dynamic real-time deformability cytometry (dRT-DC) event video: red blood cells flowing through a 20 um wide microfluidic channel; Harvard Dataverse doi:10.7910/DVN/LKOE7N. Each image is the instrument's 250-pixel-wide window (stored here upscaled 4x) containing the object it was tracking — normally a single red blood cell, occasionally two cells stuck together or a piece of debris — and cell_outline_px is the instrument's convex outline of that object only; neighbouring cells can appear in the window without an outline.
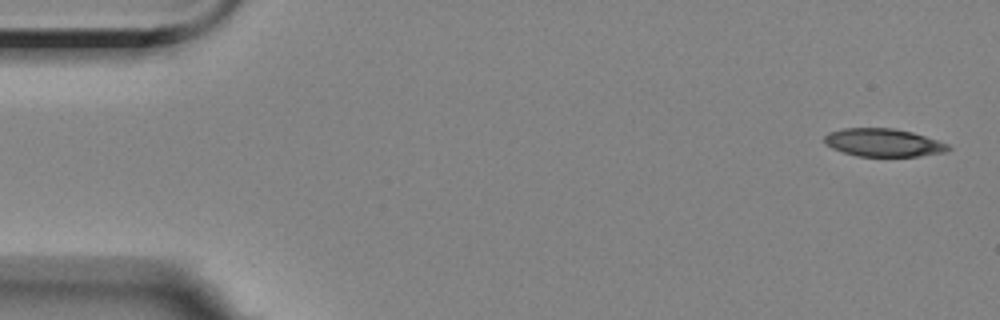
{"species": "Egyptian fruit bat (a non-hibernating species)", "species_latin": "Rousettus aegyptiacus", "temperature_condition": "room temperature", "stored_images_in_passage": 5, "camera_frame_rate_fps": 3000, "um_per_image_px": 0.085, "animal": {"sex": "female"}, "frame": {"image": 1, "passage_image": 1, "time_ms": 0.0, "image_size_px": [1000, 320], "cell_outline_px": [[952, 148], [948, 152], [920, 156], [856, 156], [832, 148], [824, 144], [824, 136], [828, 132], [844, 128], [892, 128], [912, 132], [948, 144]], "centroid_in_image_um": [75.08, 12.12], "position_along_channel_um": 9.9, "area_um2": 20.23}}
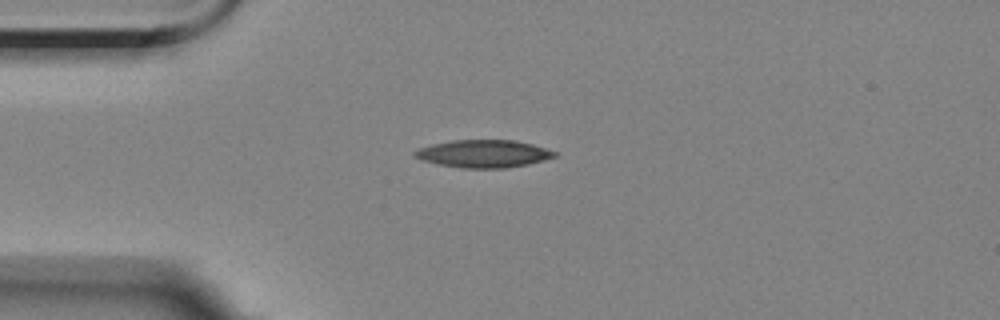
{"frame": {"image": 2, "passage_image": 4, "time_ms": 3.667, "image_size_px": [1000, 320], "cell_outline_px": [[556, 156], [544, 160], [528, 164], [504, 168], [460, 168], [436, 164], [420, 160], [412, 156], [412, 152], [416, 148], [432, 144], [452, 140], [516, 140], [532, 144], [556, 152]], "centroid_in_image_um": [41.01, 13.07], "position_along_channel_um": 44.0, "area_um2": 22.72}}